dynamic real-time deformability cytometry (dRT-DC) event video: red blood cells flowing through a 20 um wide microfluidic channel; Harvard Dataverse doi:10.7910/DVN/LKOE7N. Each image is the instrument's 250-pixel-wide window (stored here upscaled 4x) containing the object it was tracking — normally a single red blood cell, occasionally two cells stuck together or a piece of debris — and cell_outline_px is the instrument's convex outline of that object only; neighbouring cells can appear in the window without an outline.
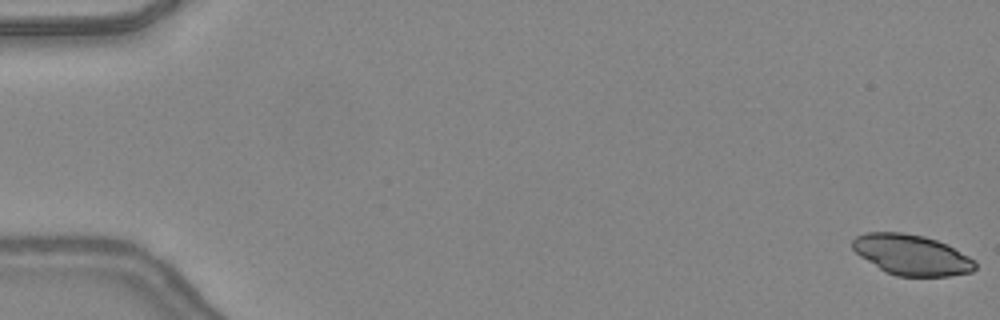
{"species": "common noctule bat (a hibernating species)", "species_latin": "Nyctalus noctula", "temperature_condition": "warm", "stored_images_in_passage": 48, "camera_frame_rate_fps": 3000, "um_per_image_px": 0.085, "animal": {"sex": "female", "body_mass_g": 24.6, "forearm_length_mm": 56.2}, "frame": {"image": 1, "passage_image": 1, "time_ms": 0.0, "image_size_px": [1000, 320], "cell_outline_px": [[976, 268], [972, 272], [948, 276], [896, 276], [884, 272], [860, 256], [852, 248], [852, 240], [856, 236], [868, 232], [900, 232], [924, 236], [948, 244], [976, 260]], "centroid_in_image_um": [77.5, 21.67], "position_along_channel_um": 7.5, "area_um2": 29.13}}
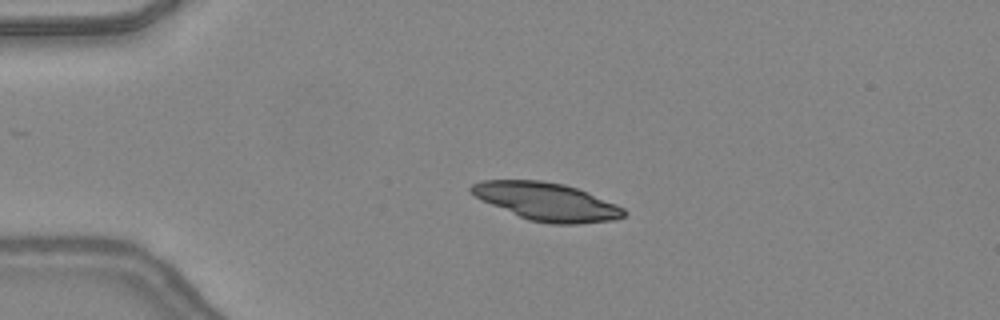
{"frame": {"image": 2, "passage_image": 12, "time_ms": 3.667, "image_size_px": [1000, 320], "cell_outline_px": [[628, 212], [624, 216], [612, 220], [576, 224], [552, 224], [528, 220], [492, 204], [468, 192], [468, 188], [472, 184], [484, 180], [540, 180], [564, 184], [588, 192], [616, 204], [624, 208]], "centroid_in_image_um": [46.49, 17.13], "position_along_channel_um": 38.5, "area_um2": 33.47}}